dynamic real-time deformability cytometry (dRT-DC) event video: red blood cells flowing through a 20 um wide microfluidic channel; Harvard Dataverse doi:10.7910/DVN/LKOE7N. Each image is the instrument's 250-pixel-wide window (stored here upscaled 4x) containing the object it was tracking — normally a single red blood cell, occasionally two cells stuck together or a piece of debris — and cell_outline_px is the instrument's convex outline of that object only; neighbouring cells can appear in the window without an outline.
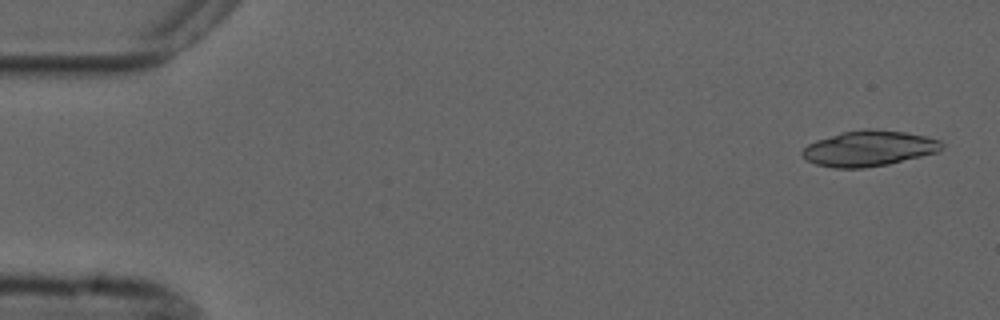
{"species": "common noctule bat (a hibernating species)", "species_latin": "Nyctalus noctula", "temperature_condition": "cold", "stored_images_in_passage": 4, "camera_frame_rate_fps": 3000, "um_per_image_px": 0.085, "animal": {"sex": "male", "forearm_length_mm": 52.5}, "frame": {"image": 1, "passage_image": 1, "time_ms": 0.0, "image_size_px": [1000, 320], "cell_outline_px": [[944, 148], [936, 152], [888, 164], [864, 168], [832, 168], [816, 164], [808, 160], [800, 152], [808, 144], [816, 140], [840, 132], [864, 128], [872, 128], [904, 132], [924, 136], [940, 140], [944, 144]], "centroid_in_image_um": [73.84, 12.6], "position_along_channel_um": 11.2, "area_um2": 28.9}}